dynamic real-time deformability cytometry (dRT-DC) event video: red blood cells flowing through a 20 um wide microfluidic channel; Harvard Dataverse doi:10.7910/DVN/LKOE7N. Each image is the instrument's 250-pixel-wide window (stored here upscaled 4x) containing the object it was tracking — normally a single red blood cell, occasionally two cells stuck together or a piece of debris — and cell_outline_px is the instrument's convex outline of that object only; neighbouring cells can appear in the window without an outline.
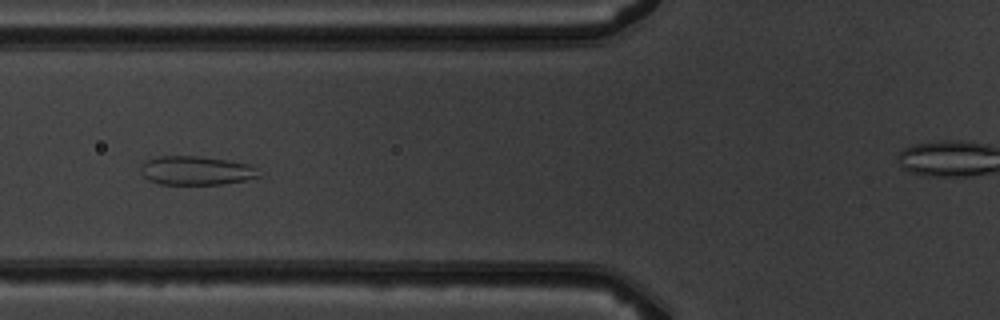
{"species": "common noctule bat (a hibernating species)", "species_latin": "Nyctalus noctula", "temperature_condition": "warm", "stored_images_in_passage": 5, "camera_frame_rate_fps": 3000, "um_per_image_px": 0.085, "animal": {"sex": "male", "body_mass_g": 19.5, "forearm_length_mm": 54.6}, "frame": {"image": 1, "passage_image": 4, "time_ms": 3.333, "image_size_px": [1000, 320], "cell_outline_px": [[264, 176], [244, 180], [220, 184], [160, 184], [148, 180], [140, 172], [140, 168], [148, 160], [160, 156], [200, 156], [228, 160], [248, 164], [256, 168]], "centroid_in_image_um": [16.71, 14.5], "position_along_channel_um": 109.1, "area_um2": 19.83}}